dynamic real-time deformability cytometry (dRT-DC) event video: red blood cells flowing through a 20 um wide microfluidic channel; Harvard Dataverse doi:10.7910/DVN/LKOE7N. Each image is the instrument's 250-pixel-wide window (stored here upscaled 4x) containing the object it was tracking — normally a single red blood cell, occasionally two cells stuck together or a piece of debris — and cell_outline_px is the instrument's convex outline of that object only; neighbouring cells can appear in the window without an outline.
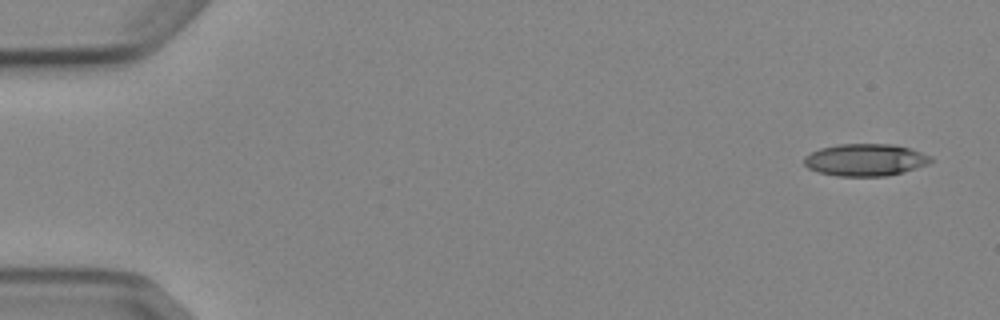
{"species": "Egyptian fruit bat (a non-hibernating species)", "species_latin": "Rousettus aegyptiacus", "temperature_condition": "cold", "stored_images_in_passage": 4, "camera_frame_rate_fps": 3000, "um_per_image_px": 0.085, "animal": {"sex": "female"}, "frame": {"image": 1, "passage_image": 1, "time_ms": 0.0, "image_size_px": [1000, 320], "cell_outline_px": [[932, 160], [928, 164], [904, 172], [888, 176], [836, 176], [820, 172], [808, 168], [804, 164], [804, 156], [820, 148], [840, 144], [892, 144], [908, 148], [932, 156]], "centroid_in_image_um": [73.55, 13.59], "position_along_channel_um": 11.4, "area_um2": 23.7}}